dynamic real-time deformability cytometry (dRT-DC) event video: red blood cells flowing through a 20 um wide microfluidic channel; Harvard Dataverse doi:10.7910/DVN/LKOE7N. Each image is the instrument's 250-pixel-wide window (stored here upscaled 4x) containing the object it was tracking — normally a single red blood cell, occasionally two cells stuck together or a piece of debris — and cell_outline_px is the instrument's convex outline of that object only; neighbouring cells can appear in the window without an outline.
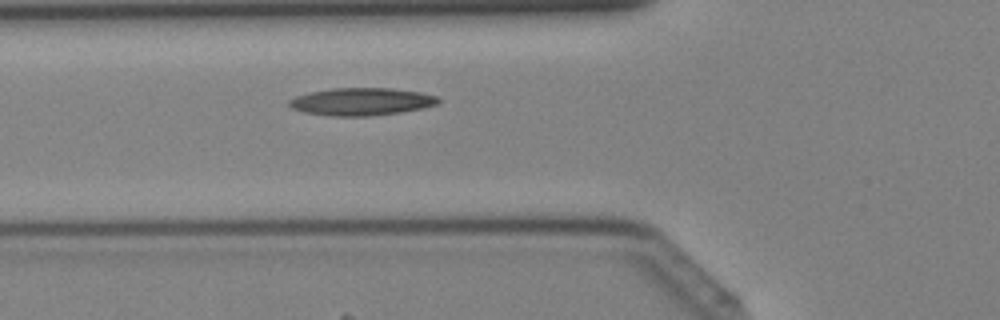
{"species": "Egyptian fruit bat (a non-hibernating species)", "species_latin": "Rousettus aegyptiacus", "temperature_condition": "cold", "stored_images_in_passage": 30, "camera_frame_rate_fps": 3000, "um_per_image_px": 0.085, "animal": {"sex": "female"}, "frame": {"image": 1, "passage_image": 6, "time_ms": 1.667, "image_size_px": [1000, 320], "cell_outline_px": [[440, 104], [400, 112], [372, 116], [328, 116], [304, 112], [292, 108], [288, 104], [288, 100], [296, 96], [308, 92], [332, 88], [392, 88], [420, 92], [436, 96], [440, 100]], "centroid_in_image_um": [30.7, 8.64], "position_along_channel_um": 95.1, "area_um2": 24.04}}
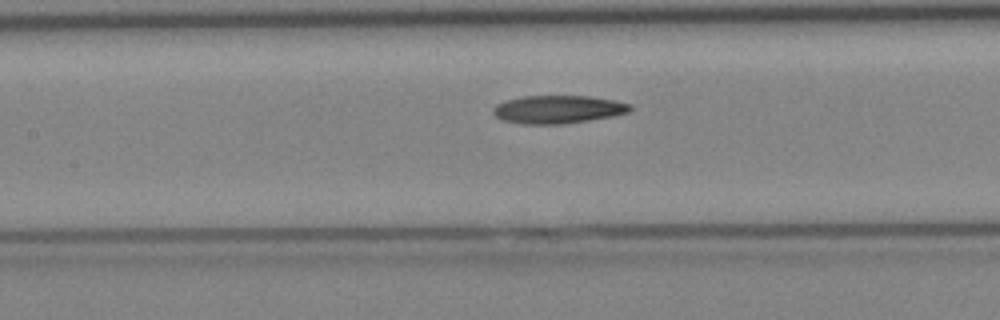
{"frame": {"image": 2, "passage_image": 10, "time_ms": 3.0, "image_size_px": [1000, 320], "cell_outline_px": [[632, 112], [612, 116], [564, 124], [520, 124], [504, 120], [496, 116], [492, 112], [492, 108], [496, 104], [504, 100], [524, 96], [592, 96], [616, 100], [632, 104]], "centroid_in_image_um": [47.45, 9.29], "position_along_channel_um": 159.9, "area_um2": 22.66}}
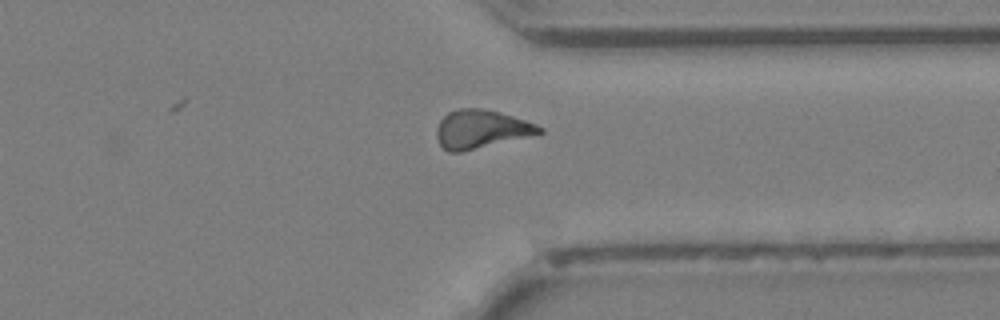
{"frame": {"image": 3, "passage_image": 23, "time_ms": 7.333, "image_size_px": [1000, 320], "cell_outline_px": [[544, 132], [528, 136], [460, 152], [448, 152], [440, 144], [436, 136], [436, 128], [440, 120], [448, 112], [456, 108], [480, 108], [500, 112], [536, 124], [544, 128]], "centroid_in_image_um": [40.86, 10.96], "position_along_channel_um": 370.5, "area_um2": 22.77}}